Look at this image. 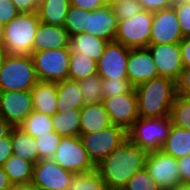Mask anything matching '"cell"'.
Segmentation results:
<instances>
[{
  "mask_svg": "<svg viewBox=\"0 0 190 190\" xmlns=\"http://www.w3.org/2000/svg\"><path fill=\"white\" fill-rule=\"evenodd\" d=\"M3 37V26L0 24V42L2 41Z\"/></svg>",
  "mask_w": 190,
  "mask_h": 190,
  "instance_id": "53",
  "label": "cell"
},
{
  "mask_svg": "<svg viewBox=\"0 0 190 190\" xmlns=\"http://www.w3.org/2000/svg\"><path fill=\"white\" fill-rule=\"evenodd\" d=\"M19 13L11 0H0V24L2 26L8 24Z\"/></svg>",
  "mask_w": 190,
  "mask_h": 190,
  "instance_id": "40",
  "label": "cell"
},
{
  "mask_svg": "<svg viewBox=\"0 0 190 190\" xmlns=\"http://www.w3.org/2000/svg\"><path fill=\"white\" fill-rule=\"evenodd\" d=\"M6 55H7L6 48L0 42V69L3 65V62H4Z\"/></svg>",
  "mask_w": 190,
  "mask_h": 190,
  "instance_id": "51",
  "label": "cell"
},
{
  "mask_svg": "<svg viewBox=\"0 0 190 190\" xmlns=\"http://www.w3.org/2000/svg\"><path fill=\"white\" fill-rule=\"evenodd\" d=\"M179 45L183 67L190 68V37L183 38Z\"/></svg>",
  "mask_w": 190,
  "mask_h": 190,
  "instance_id": "47",
  "label": "cell"
},
{
  "mask_svg": "<svg viewBox=\"0 0 190 190\" xmlns=\"http://www.w3.org/2000/svg\"><path fill=\"white\" fill-rule=\"evenodd\" d=\"M153 13L142 10L131 18L120 20L115 41L127 48H147L150 41Z\"/></svg>",
  "mask_w": 190,
  "mask_h": 190,
  "instance_id": "8",
  "label": "cell"
},
{
  "mask_svg": "<svg viewBox=\"0 0 190 190\" xmlns=\"http://www.w3.org/2000/svg\"><path fill=\"white\" fill-rule=\"evenodd\" d=\"M190 2V0H173V3Z\"/></svg>",
  "mask_w": 190,
  "mask_h": 190,
  "instance_id": "54",
  "label": "cell"
},
{
  "mask_svg": "<svg viewBox=\"0 0 190 190\" xmlns=\"http://www.w3.org/2000/svg\"><path fill=\"white\" fill-rule=\"evenodd\" d=\"M143 10L156 12L173 6V0H138Z\"/></svg>",
  "mask_w": 190,
  "mask_h": 190,
  "instance_id": "43",
  "label": "cell"
},
{
  "mask_svg": "<svg viewBox=\"0 0 190 190\" xmlns=\"http://www.w3.org/2000/svg\"><path fill=\"white\" fill-rule=\"evenodd\" d=\"M97 74V62L81 53H70L68 79L81 81Z\"/></svg>",
  "mask_w": 190,
  "mask_h": 190,
  "instance_id": "29",
  "label": "cell"
},
{
  "mask_svg": "<svg viewBox=\"0 0 190 190\" xmlns=\"http://www.w3.org/2000/svg\"><path fill=\"white\" fill-rule=\"evenodd\" d=\"M118 23L119 20L109 4L94 11H87V28H85V32L108 42L115 41Z\"/></svg>",
  "mask_w": 190,
  "mask_h": 190,
  "instance_id": "18",
  "label": "cell"
},
{
  "mask_svg": "<svg viewBox=\"0 0 190 190\" xmlns=\"http://www.w3.org/2000/svg\"><path fill=\"white\" fill-rule=\"evenodd\" d=\"M127 77L134 87L159 77L157 67L148 48L130 49Z\"/></svg>",
  "mask_w": 190,
  "mask_h": 190,
  "instance_id": "17",
  "label": "cell"
},
{
  "mask_svg": "<svg viewBox=\"0 0 190 190\" xmlns=\"http://www.w3.org/2000/svg\"><path fill=\"white\" fill-rule=\"evenodd\" d=\"M32 111L30 91H0V116L12 127H19Z\"/></svg>",
  "mask_w": 190,
  "mask_h": 190,
  "instance_id": "15",
  "label": "cell"
},
{
  "mask_svg": "<svg viewBox=\"0 0 190 190\" xmlns=\"http://www.w3.org/2000/svg\"><path fill=\"white\" fill-rule=\"evenodd\" d=\"M176 93L190 97V68L183 67L180 77L176 81Z\"/></svg>",
  "mask_w": 190,
  "mask_h": 190,
  "instance_id": "41",
  "label": "cell"
},
{
  "mask_svg": "<svg viewBox=\"0 0 190 190\" xmlns=\"http://www.w3.org/2000/svg\"><path fill=\"white\" fill-rule=\"evenodd\" d=\"M11 129L12 126L0 116V139L6 137Z\"/></svg>",
  "mask_w": 190,
  "mask_h": 190,
  "instance_id": "50",
  "label": "cell"
},
{
  "mask_svg": "<svg viewBox=\"0 0 190 190\" xmlns=\"http://www.w3.org/2000/svg\"><path fill=\"white\" fill-rule=\"evenodd\" d=\"M2 167L11 184L30 183L32 181L34 164L27 160L20 159L12 154Z\"/></svg>",
  "mask_w": 190,
  "mask_h": 190,
  "instance_id": "28",
  "label": "cell"
},
{
  "mask_svg": "<svg viewBox=\"0 0 190 190\" xmlns=\"http://www.w3.org/2000/svg\"><path fill=\"white\" fill-rule=\"evenodd\" d=\"M62 136L52 131L49 134L36 137L39 159H52L58 149Z\"/></svg>",
  "mask_w": 190,
  "mask_h": 190,
  "instance_id": "35",
  "label": "cell"
},
{
  "mask_svg": "<svg viewBox=\"0 0 190 190\" xmlns=\"http://www.w3.org/2000/svg\"><path fill=\"white\" fill-rule=\"evenodd\" d=\"M122 190H161L149 175L147 169L143 167L135 173Z\"/></svg>",
  "mask_w": 190,
  "mask_h": 190,
  "instance_id": "36",
  "label": "cell"
},
{
  "mask_svg": "<svg viewBox=\"0 0 190 190\" xmlns=\"http://www.w3.org/2000/svg\"><path fill=\"white\" fill-rule=\"evenodd\" d=\"M107 43L93 34L83 32L69 38L68 48L70 52L81 53L98 62Z\"/></svg>",
  "mask_w": 190,
  "mask_h": 190,
  "instance_id": "22",
  "label": "cell"
},
{
  "mask_svg": "<svg viewBox=\"0 0 190 190\" xmlns=\"http://www.w3.org/2000/svg\"><path fill=\"white\" fill-rule=\"evenodd\" d=\"M69 190H107V188L100 174L94 170L75 174Z\"/></svg>",
  "mask_w": 190,
  "mask_h": 190,
  "instance_id": "34",
  "label": "cell"
},
{
  "mask_svg": "<svg viewBox=\"0 0 190 190\" xmlns=\"http://www.w3.org/2000/svg\"><path fill=\"white\" fill-rule=\"evenodd\" d=\"M39 24L37 12H20L8 24L4 25L1 43L6 48L7 54L31 55Z\"/></svg>",
  "mask_w": 190,
  "mask_h": 190,
  "instance_id": "3",
  "label": "cell"
},
{
  "mask_svg": "<svg viewBox=\"0 0 190 190\" xmlns=\"http://www.w3.org/2000/svg\"><path fill=\"white\" fill-rule=\"evenodd\" d=\"M130 48L116 41L108 42L97 62V74L102 79H128L127 63Z\"/></svg>",
  "mask_w": 190,
  "mask_h": 190,
  "instance_id": "13",
  "label": "cell"
},
{
  "mask_svg": "<svg viewBox=\"0 0 190 190\" xmlns=\"http://www.w3.org/2000/svg\"><path fill=\"white\" fill-rule=\"evenodd\" d=\"M70 53L68 47L32 52L38 80L59 82L68 79Z\"/></svg>",
  "mask_w": 190,
  "mask_h": 190,
  "instance_id": "6",
  "label": "cell"
},
{
  "mask_svg": "<svg viewBox=\"0 0 190 190\" xmlns=\"http://www.w3.org/2000/svg\"><path fill=\"white\" fill-rule=\"evenodd\" d=\"M19 12L33 13L38 11L40 0H11Z\"/></svg>",
  "mask_w": 190,
  "mask_h": 190,
  "instance_id": "45",
  "label": "cell"
},
{
  "mask_svg": "<svg viewBox=\"0 0 190 190\" xmlns=\"http://www.w3.org/2000/svg\"><path fill=\"white\" fill-rule=\"evenodd\" d=\"M19 128L34 138L54 131L51 116L35 110L25 118Z\"/></svg>",
  "mask_w": 190,
  "mask_h": 190,
  "instance_id": "30",
  "label": "cell"
},
{
  "mask_svg": "<svg viewBox=\"0 0 190 190\" xmlns=\"http://www.w3.org/2000/svg\"><path fill=\"white\" fill-rule=\"evenodd\" d=\"M81 96L85 104L100 103L103 100L102 84L103 79L95 74L78 82Z\"/></svg>",
  "mask_w": 190,
  "mask_h": 190,
  "instance_id": "32",
  "label": "cell"
},
{
  "mask_svg": "<svg viewBox=\"0 0 190 190\" xmlns=\"http://www.w3.org/2000/svg\"><path fill=\"white\" fill-rule=\"evenodd\" d=\"M70 5V0H40L37 11L40 22L63 27Z\"/></svg>",
  "mask_w": 190,
  "mask_h": 190,
  "instance_id": "25",
  "label": "cell"
},
{
  "mask_svg": "<svg viewBox=\"0 0 190 190\" xmlns=\"http://www.w3.org/2000/svg\"><path fill=\"white\" fill-rule=\"evenodd\" d=\"M145 168L161 190L181 185L177 159L162 150L148 152Z\"/></svg>",
  "mask_w": 190,
  "mask_h": 190,
  "instance_id": "10",
  "label": "cell"
},
{
  "mask_svg": "<svg viewBox=\"0 0 190 190\" xmlns=\"http://www.w3.org/2000/svg\"><path fill=\"white\" fill-rule=\"evenodd\" d=\"M148 152L134 145L129 139L113 149L109 156L96 165L107 190H122L128 180L145 167Z\"/></svg>",
  "mask_w": 190,
  "mask_h": 190,
  "instance_id": "1",
  "label": "cell"
},
{
  "mask_svg": "<svg viewBox=\"0 0 190 190\" xmlns=\"http://www.w3.org/2000/svg\"><path fill=\"white\" fill-rule=\"evenodd\" d=\"M10 138L13 149V155L20 159L27 160L33 164L40 159L38 157V147L35 138L24 132L19 127H12L10 130Z\"/></svg>",
  "mask_w": 190,
  "mask_h": 190,
  "instance_id": "24",
  "label": "cell"
},
{
  "mask_svg": "<svg viewBox=\"0 0 190 190\" xmlns=\"http://www.w3.org/2000/svg\"><path fill=\"white\" fill-rule=\"evenodd\" d=\"M63 27L68 32L69 37L85 32V28H87V10L70 5Z\"/></svg>",
  "mask_w": 190,
  "mask_h": 190,
  "instance_id": "33",
  "label": "cell"
},
{
  "mask_svg": "<svg viewBox=\"0 0 190 190\" xmlns=\"http://www.w3.org/2000/svg\"><path fill=\"white\" fill-rule=\"evenodd\" d=\"M12 153L13 149L9 133L6 137L0 139V166H3V164L11 157Z\"/></svg>",
  "mask_w": 190,
  "mask_h": 190,
  "instance_id": "44",
  "label": "cell"
},
{
  "mask_svg": "<svg viewBox=\"0 0 190 190\" xmlns=\"http://www.w3.org/2000/svg\"><path fill=\"white\" fill-rule=\"evenodd\" d=\"M72 6L80 7L83 10L94 11L109 5V0H70Z\"/></svg>",
  "mask_w": 190,
  "mask_h": 190,
  "instance_id": "42",
  "label": "cell"
},
{
  "mask_svg": "<svg viewBox=\"0 0 190 190\" xmlns=\"http://www.w3.org/2000/svg\"><path fill=\"white\" fill-rule=\"evenodd\" d=\"M111 125L102 102L85 104L81 108L80 134L98 132Z\"/></svg>",
  "mask_w": 190,
  "mask_h": 190,
  "instance_id": "21",
  "label": "cell"
},
{
  "mask_svg": "<svg viewBox=\"0 0 190 190\" xmlns=\"http://www.w3.org/2000/svg\"><path fill=\"white\" fill-rule=\"evenodd\" d=\"M147 48L150 50L153 61L155 62L158 75L170 78L176 82L183 69L179 43L149 44Z\"/></svg>",
  "mask_w": 190,
  "mask_h": 190,
  "instance_id": "16",
  "label": "cell"
},
{
  "mask_svg": "<svg viewBox=\"0 0 190 190\" xmlns=\"http://www.w3.org/2000/svg\"><path fill=\"white\" fill-rule=\"evenodd\" d=\"M137 95L138 115L141 118L170 116L177 96L176 82L167 77H156L134 87Z\"/></svg>",
  "mask_w": 190,
  "mask_h": 190,
  "instance_id": "2",
  "label": "cell"
},
{
  "mask_svg": "<svg viewBox=\"0 0 190 190\" xmlns=\"http://www.w3.org/2000/svg\"><path fill=\"white\" fill-rule=\"evenodd\" d=\"M161 150L174 157L183 158L190 154V130L182 129L172 125Z\"/></svg>",
  "mask_w": 190,
  "mask_h": 190,
  "instance_id": "26",
  "label": "cell"
},
{
  "mask_svg": "<svg viewBox=\"0 0 190 190\" xmlns=\"http://www.w3.org/2000/svg\"><path fill=\"white\" fill-rule=\"evenodd\" d=\"M7 190H39L36 186L30 183H14Z\"/></svg>",
  "mask_w": 190,
  "mask_h": 190,
  "instance_id": "48",
  "label": "cell"
},
{
  "mask_svg": "<svg viewBox=\"0 0 190 190\" xmlns=\"http://www.w3.org/2000/svg\"><path fill=\"white\" fill-rule=\"evenodd\" d=\"M115 1H120V0H109V3L111 4L112 2H115Z\"/></svg>",
  "mask_w": 190,
  "mask_h": 190,
  "instance_id": "55",
  "label": "cell"
},
{
  "mask_svg": "<svg viewBox=\"0 0 190 190\" xmlns=\"http://www.w3.org/2000/svg\"><path fill=\"white\" fill-rule=\"evenodd\" d=\"M11 185L7 174L2 166H0V190H7Z\"/></svg>",
  "mask_w": 190,
  "mask_h": 190,
  "instance_id": "49",
  "label": "cell"
},
{
  "mask_svg": "<svg viewBox=\"0 0 190 190\" xmlns=\"http://www.w3.org/2000/svg\"><path fill=\"white\" fill-rule=\"evenodd\" d=\"M57 111L64 112L71 109H81L84 99L81 96L79 83L70 79L57 82Z\"/></svg>",
  "mask_w": 190,
  "mask_h": 190,
  "instance_id": "23",
  "label": "cell"
},
{
  "mask_svg": "<svg viewBox=\"0 0 190 190\" xmlns=\"http://www.w3.org/2000/svg\"><path fill=\"white\" fill-rule=\"evenodd\" d=\"M171 127L170 116L161 118L139 117L127 131V136L134 145L147 152L161 150Z\"/></svg>",
  "mask_w": 190,
  "mask_h": 190,
  "instance_id": "5",
  "label": "cell"
},
{
  "mask_svg": "<svg viewBox=\"0 0 190 190\" xmlns=\"http://www.w3.org/2000/svg\"><path fill=\"white\" fill-rule=\"evenodd\" d=\"M184 38L190 37V2L173 3Z\"/></svg>",
  "mask_w": 190,
  "mask_h": 190,
  "instance_id": "39",
  "label": "cell"
},
{
  "mask_svg": "<svg viewBox=\"0 0 190 190\" xmlns=\"http://www.w3.org/2000/svg\"><path fill=\"white\" fill-rule=\"evenodd\" d=\"M53 129L62 137L80 136L81 109L57 111L51 116Z\"/></svg>",
  "mask_w": 190,
  "mask_h": 190,
  "instance_id": "27",
  "label": "cell"
},
{
  "mask_svg": "<svg viewBox=\"0 0 190 190\" xmlns=\"http://www.w3.org/2000/svg\"><path fill=\"white\" fill-rule=\"evenodd\" d=\"M79 137L95 165L128 139L127 131L114 124L95 133L80 134Z\"/></svg>",
  "mask_w": 190,
  "mask_h": 190,
  "instance_id": "7",
  "label": "cell"
},
{
  "mask_svg": "<svg viewBox=\"0 0 190 190\" xmlns=\"http://www.w3.org/2000/svg\"><path fill=\"white\" fill-rule=\"evenodd\" d=\"M172 125L190 130V97L177 95L171 107Z\"/></svg>",
  "mask_w": 190,
  "mask_h": 190,
  "instance_id": "31",
  "label": "cell"
},
{
  "mask_svg": "<svg viewBox=\"0 0 190 190\" xmlns=\"http://www.w3.org/2000/svg\"><path fill=\"white\" fill-rule=\"evenodd\" d=\"M179 176L182 183H190V154L177 160Z\"/></svg>",
  "mask_w": 190,
  "mask_h": 190,
  "instance_id": "46",
  "label": "cell"
},
{
  "mask_svg": "<svg viewBox=\"0 0 190 190\" xmlns=\"http://www.w3.org/2000/svg\"><path fill=\"white\" fill-rule=\"evenodd\" d=\"M69 38L64 27L40 22L33 41V52L68 47Z\"/></svg>",
  "mask_w": 190,
  "mask_h": 190,
  "instance_id": "19",
  "label": "cell"
},
{
  "mask_svg": "<svg viewBox=\"0 0 190 190\" xmlns=\"http://www.w3.org/2000/svg\"><path fill=\"white\" fill-rule=\"evenodd\" d=\"M63 169L74 174L89 173L96 170L80 137H62L58 149L52 158Z\"/></svg>",
  "mask_w": 190,
  "mask_h": 190,
  "instance_id": "9",
  "label": "cell"
},
{
  "mask_svg": "<svg viewBox=\"0 0 190 190\" xmlns=\"http://www.w3.org/2000/svg\"><path fill=\"white\" fill-rule=\"evenodd\" d=\"M169 190H190V183H182L176 188H171Z\"/></svg>",
  "mask_w": 190,
  "mask_h": 190,
  "instance_id": "52",
  "label": "cell"
},
{
  "mask_svg": "<svg viewBox=\"0 0 190 190\" xmlns=\"http://www.w3.org/2000/svg\"><path fill=\"white\" fill-rule=\"evenodd\" d=\"M134 89V86L128 79H103L102 95L103 98L121 95L130 92Z\"/></svg>",
  "mask_w": 190,
  "mask_h": 190,
  "instance_id": "38",
  "label": "cell"
},
{
  "mask_svg": "<svg viewBox=\"0 0 190 190\" xmlns=\"http://www.w3.org/2000/svg\"><path fill=\"white\" fill-rule=\"evenodd\" d=\"M38 81L31 55H6L0 69V91H30Z\"/></svg>",
  "mask_w": 190,
  "mask_h": 190,
  "instance_id": "4",
  "label": "cell"
},
{
  "mask_svg": "<svg viewBox=\"0 0 190 190\" xmlns=\"http://www.w3.org/2000/svg\"><path fill=\"white\" fill-rule=\"evenodd\" d=\"M102 104L111 124L121 126L128 131L139 118L135 88L127 93L103 98Z\"/></svg>",
  "mask_w": 190,
  "mask_h": 190,
  "instance_id": "12",
  "label": "cell"
},
{
  "mask_svg": "<svg viewBox=\"0 0 190 190\" xmlns=\"http://www.w3.org/2000/svg\"><path fill=\"white\" fill-rule=\"evenodd\" d=\"M183 38L173 6L153 12L149 44H175L180 43Z\"/></svg>",
  "mask_w": 190,
  "mask_h": 190,
  "instance_id": "14",
  "label": "cell"
},
{
  "mask_svg": "<svg viewBox=\"0 0 190 190\" xmlns=\"http://www.w3.org/2000/svg\"><path fill=\"white\" fill-rule=\"evenodd\" d=\"M74 175L53 159H41L34 164L31 183L39 190H69Z\"/></svg>",
  "mask_w": 190,
  "mask_h": 190,
  "instance_id": "11",
  "label": "cell"
},
{
  "mask_svg": "<svg viewBox=\"0 0 190 190\" xmlns=\"http://www.w3.org/2000/svg\"><path fill=\"white\" fill-rule=\"evenodd\" d=\"M110 5L119 21L131 18L143 10L138 0H120L112 2Z\"/></svg>",
  "mask_w": 190,
  "mask_h": 190,
  "instance_id": "37",
  "label": "cell"
},
{
  "mask_svg": "<svg viewBox=\"0 0 190 190\" xmlns=\"http://www.w3.org/2000/svg\"><path fill=\"white\" fill-rule=\"evenodd\" d=\"M33 110L52 116L57 112V82L38 81L30 90Z\"/></svg>",
  "mask_w": 190,
  "mask_h": 190,
  "instance_id": "20",
  "label": "cell"
}]
</instances>
